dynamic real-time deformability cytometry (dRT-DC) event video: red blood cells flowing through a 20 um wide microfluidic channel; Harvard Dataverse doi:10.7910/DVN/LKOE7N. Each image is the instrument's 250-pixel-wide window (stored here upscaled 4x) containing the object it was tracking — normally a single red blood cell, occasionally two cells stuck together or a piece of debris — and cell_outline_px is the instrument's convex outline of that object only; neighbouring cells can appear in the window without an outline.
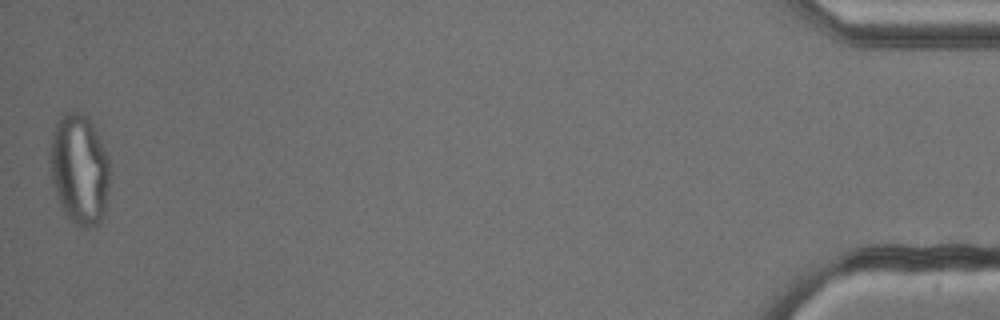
{"species": "common noctule bat (a hibernating species)", "species_latin": "Nyctalus noctula", "temperature_condition": "cold", "stored_images_in_passage": 46, "camera_frame_rate_fps": 3000, "um_per_image_px": 0.085, "animal": {"sex": "male", "body_mass_g": 13.3}, "frame": {"image": 1, "passage_image": 46, "time_ms": 15.0, "image_size_px": [1000, 320], "cell_outline_px": [[108, 188], [104, 212], [100, 220], [96, 224], [84, 228], [76, 224], [68, 216], [60, 204], [52, 180], [48, 164], [52, 132], [56, 120], [64, 112], [84, 112], [88, 116], [108, 152]], "centroid_in_image_um": [6.73, 14.3], "position_along_channel_um": 428.5, "area_um2": 38.55}}